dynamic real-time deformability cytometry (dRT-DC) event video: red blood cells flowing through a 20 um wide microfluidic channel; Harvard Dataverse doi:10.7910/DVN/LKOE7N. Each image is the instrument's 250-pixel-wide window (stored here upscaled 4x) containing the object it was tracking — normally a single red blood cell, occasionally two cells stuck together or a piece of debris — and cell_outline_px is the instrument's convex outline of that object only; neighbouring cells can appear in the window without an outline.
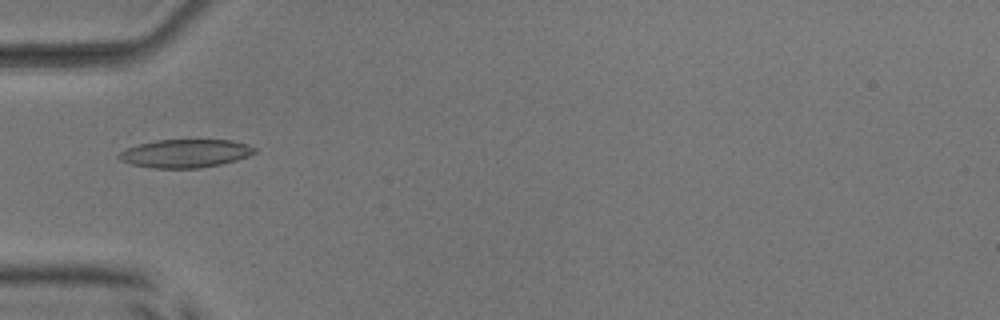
{"species": "common noctule bat (a hibernating species)", "species_latin": "Nyctalus noctula", "temperature_condition": "room temperature", "stored_images_in_passage": 30, "camera_frame_rate_fps": 3000, "um_per_image_px": 0.085, "animal": {"sex": "male", "body_mass_g": 17.9, "forearm_length_mm": 54.2}, "frame": {"image": 1, "passage_image": 1, "time_ms": 0.0, "image_size_px": [1000, 320], "cell_outline_px": [[256, 152], [248, 156], [236, 160], [220, 164], [200, 168], [152, 168], [132, 164], [120, 160], [116, 156], [120, 152], [128, 148], [140, 144], [156, 140], [232, 140], [248, 144], [256, 148]], "centroid_in_image_um": [15.77, 13.04], "position_along_channel_um": 69.2, "area_um2": 22.25}}
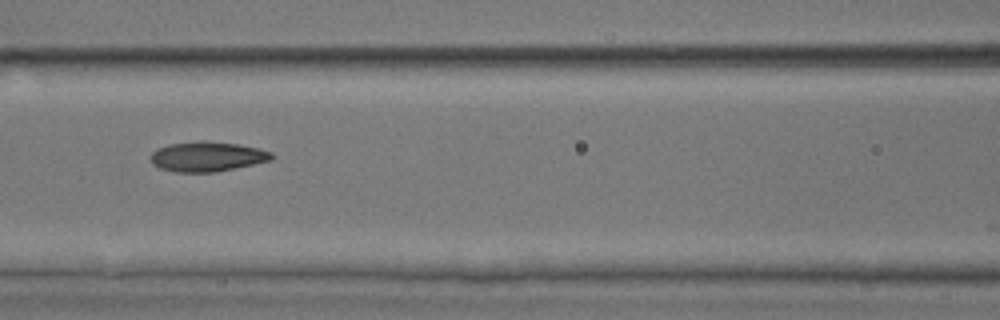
{"frame": {"image": 2, "passage_image": 7, "time_ms": 2.0, "image_size_px": [1000, 320], "cell_outline_px": [[276, 156], [272, 160], [216, 172], [176, 172], [160, 168], [152, 164], [152, 152], [156, 148], [168, 144], [200, 140], [204, 140], [240, 144], [260, 148], [272, 152]], "centroid_in_image_um": [17.65, 13.29], "position_along_channel_um": 149.0, "area_um2": 21.33}}
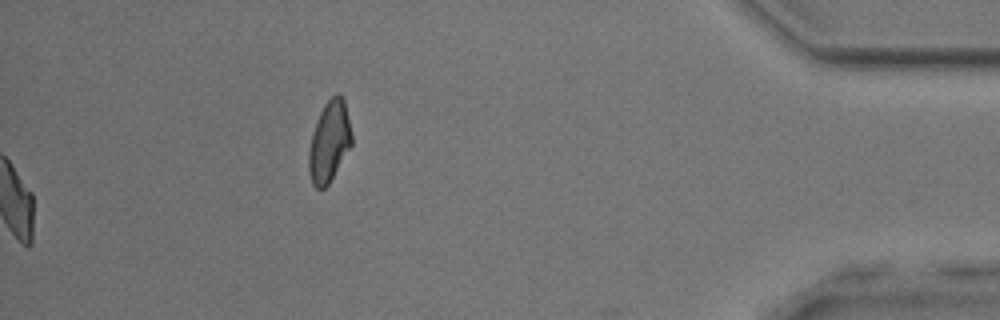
{"frame": {"image": 3, "passage_image": 30, "time_ms": 9.667, "image_size_px": [1000, 320], "cell_outline_px": [[352, 144], [328, 184], [324, 188], [316, 188], [312, 184], [308, 172], [308, 152], [312, 132], [316, 120], [324, 104], [336, 92], [344, 100], [352, 132]], "centroid_in_image_um": [27.97, 12.03], "position_along_channel_um": 407.2, "area_um2": 20.23}, "authors_computed_cell_mechanics": {"area_um2": 20.6924, "velocity_mm_per_s": 3.9987, "shape_relaxation_time_tau1_ms": 5.161, "shape_relaxation_time_tau2_ms": 2.4619, "deformation_change_tau1": 0.1555, "deformation_change_tau2": 0.0873}}